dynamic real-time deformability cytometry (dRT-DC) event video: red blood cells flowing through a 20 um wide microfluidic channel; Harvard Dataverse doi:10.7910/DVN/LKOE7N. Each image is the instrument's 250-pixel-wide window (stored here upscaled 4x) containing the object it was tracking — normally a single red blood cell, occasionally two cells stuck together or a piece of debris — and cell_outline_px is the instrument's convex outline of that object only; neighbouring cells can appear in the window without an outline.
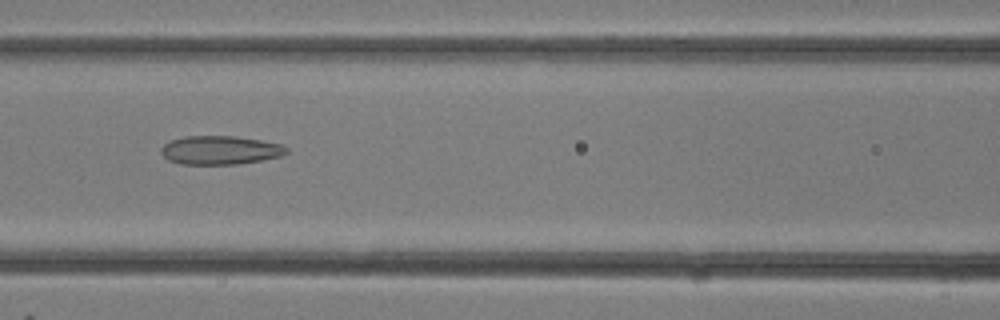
{"species": "common noctule bat (a hibernating species)", "species_latin": "Nyctalus noctula", "temperature_condition": "room temperature", "stored_images_in_passage": 28, "camera_frame_rate_fps": 3000, "um_per_image_px": 0.085, "animal": {"sex": "female"}, "frame": {"image": 1, "passage_image": 14, "time_ms": 4.333, "image_size_px": [1000, 320], "cell_outline_px": [[288, 152], [280, 156], [240, 164], [180, 164], [168, 160], [160, 152], [160, 148], [164, 144], [172, 140], [184, 136], [236, 136], [260, 140], [280, 144], [288, 148]], "centroid_in_image_um": [18.69, 12.76], "position_along_channel_um": 147.9, "area_um2": 20.92}}
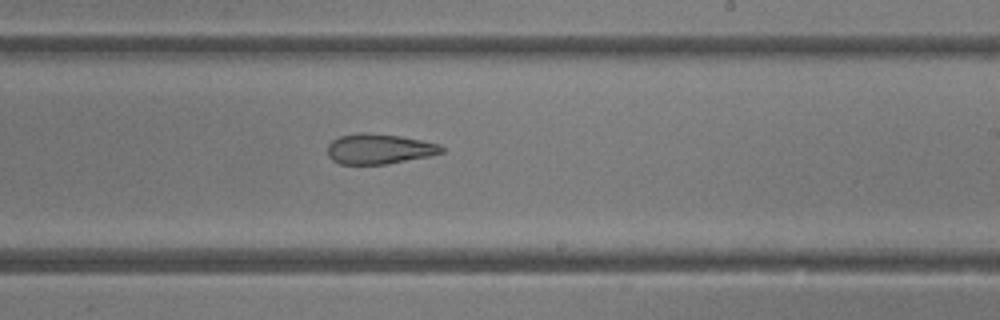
{"frame": {"image": 2, "passage_image": 19, "time_ms": 6.0, "image_size_px": [1000, 320], "cell_outline_px": [[444, 152], [428, 156], [388, 164], [340, 164], [332, 160], [328, 156], [328, 144], [332, 140], [340, 136], [360, 132], [368, 132], [400, 136], [440, 144], [444, 148]], "centroid_in_image_um": [32.21, 12.65], "position_along_channel_um": 256.8, "area_um2": 20.11}}
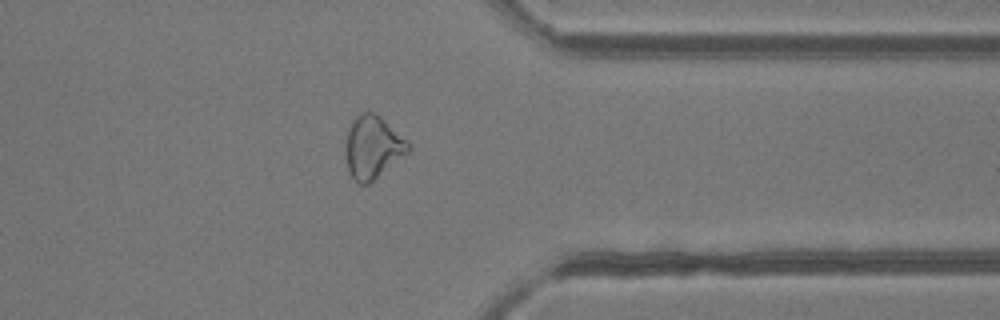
{"frame": {"image": 3, "passage_image": 25, "time_ms": 8.0, "image_size_px": [1000, 320], "cell_outline_px": [[412, 148], [408, 152], [368, 184], [360, 184], [348, 172], [344, 156], [344, 144], [348, 128], [352, 120], [360, 112], [376, 112], [408, 140]], "centroid_in_image_um": [31.65, 12.48], "position_along_channel_um": 379.7, "area_um2": 23.24}}